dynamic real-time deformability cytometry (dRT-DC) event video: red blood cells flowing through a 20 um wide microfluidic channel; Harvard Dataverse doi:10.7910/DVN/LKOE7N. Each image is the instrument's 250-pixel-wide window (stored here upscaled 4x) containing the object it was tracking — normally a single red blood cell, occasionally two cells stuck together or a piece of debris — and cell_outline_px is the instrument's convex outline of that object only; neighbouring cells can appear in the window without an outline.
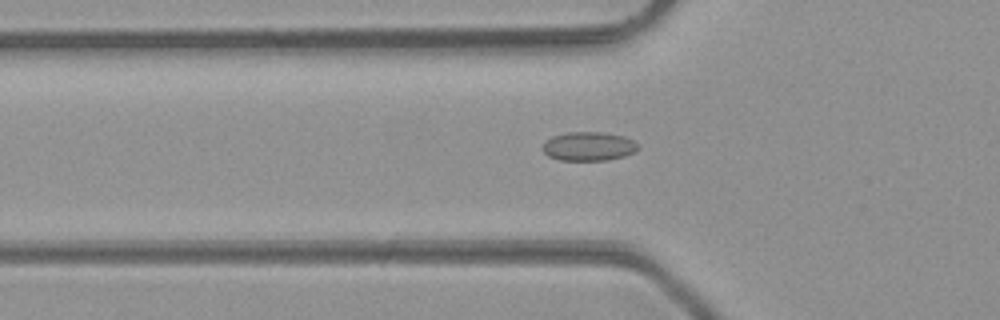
{"species": "common noctule bat (a hibernating species)", "species_latin": "Nyctalus noctula", "temperature_condition": "room temperature", "stored_images_in_passage": 37, "camera_frame_rate_fps": 3000, "um_per_image_px": 0.085, "animal": {"sex": "male", "body_mass_g": 23.1, "forearm_length_mm": 52.7}, "frame": {"image": 1, "passage_image": 11, "time_ms": 3.333, "image_size_px": [1000, 320], "cell_outline_px": [[640, 148], [624, 156], [608, 160], [560, 160], [548, 156], [540, 148], [552, 136], [568, 132], [604, 132], [624, 136], [640, 144]], "centroid_in_image_um": [50.05, 12.43], "position_along_channel_um": 75.8, "area_um2": 16.13}}
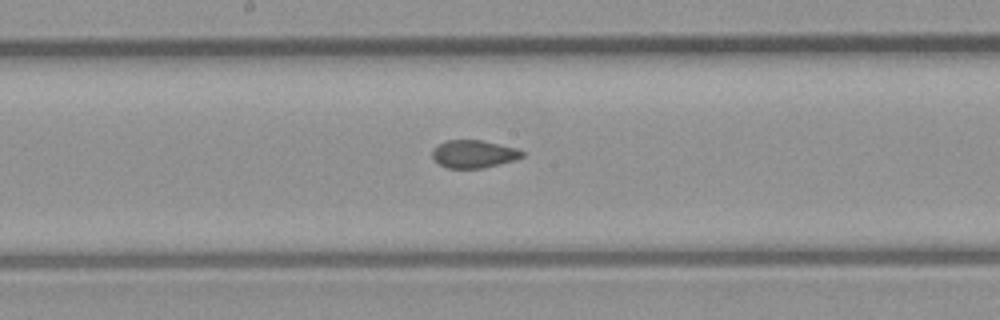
{"frame": {"image": 2, "passage_image": 20, "time_ms": 6.333, "image_size_px": [1000, 320], "cell_outline_px": [[524, 156], [516, 160], [484, 168], [448, 168], [440, 164], [432, 156], [432, 148], [448, 140], [480, 140], [516, 148], [524, 152]], "centroid_in_image_um": [40.29, 13.09], "position_along_channel_um": 207.9, "area_um2": 14.45}}
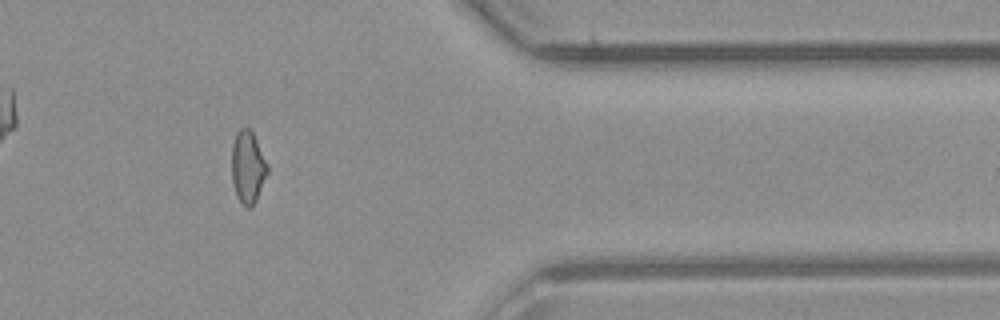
{"frame": {"image": 3, "passage_image": 34, "time_ms": 11.0, "image_size_px": [1000, 320], "cell_outline_px": [[268, 172], [256, 200], [252, 208], [248, 208], [236, 196], [232, 184], [232, 144], [236, 132], [240, 128], [248, 128], [252, 132], [268, 164]], "centroid_in_image_um": [21.05, 14.21], "position_along_channel_um": 390.3, "area_um2": 15.03}}